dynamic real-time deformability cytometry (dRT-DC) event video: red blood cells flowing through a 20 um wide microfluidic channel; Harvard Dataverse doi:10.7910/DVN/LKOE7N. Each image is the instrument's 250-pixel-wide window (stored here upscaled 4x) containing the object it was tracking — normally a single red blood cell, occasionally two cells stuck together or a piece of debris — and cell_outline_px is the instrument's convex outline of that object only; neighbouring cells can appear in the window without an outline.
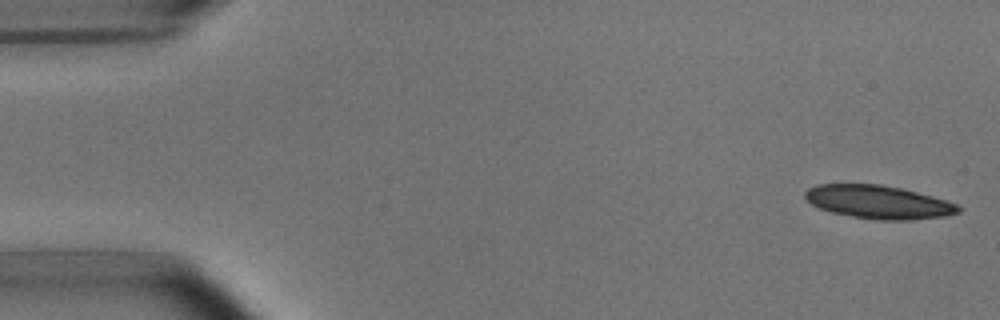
{"species": "common noctule bat (a hibernating species)", "species_latin": "Nyctalus noctula", "temperature_condition": "room temperature", "stored_images_in_passage": 4, "camera_frame_rate_fps": 3000, "um_per_image_px": 0.085, "animal": {"sex": "male", "body_mass_g": 15.6}, "frame": {"image": 1, "passage_image": 1, "time_ms": 0.0, "image_size_px": [1000, 320], "cell_outline_px": [[964, 208], [960, 212], [944, 216], [908, 220], [880, 220], [852, 216], [832, 212], [820, 208], [812, 204], [804, 196], [804, 192], [808, 188], [816, 184], [880, 184], [900, 188], [932, 196], [956, 204]], "centroid_in_image_um": [74.66, 17.17], "position_along_channel_um": 10.3, "area_um2": 29.54}}